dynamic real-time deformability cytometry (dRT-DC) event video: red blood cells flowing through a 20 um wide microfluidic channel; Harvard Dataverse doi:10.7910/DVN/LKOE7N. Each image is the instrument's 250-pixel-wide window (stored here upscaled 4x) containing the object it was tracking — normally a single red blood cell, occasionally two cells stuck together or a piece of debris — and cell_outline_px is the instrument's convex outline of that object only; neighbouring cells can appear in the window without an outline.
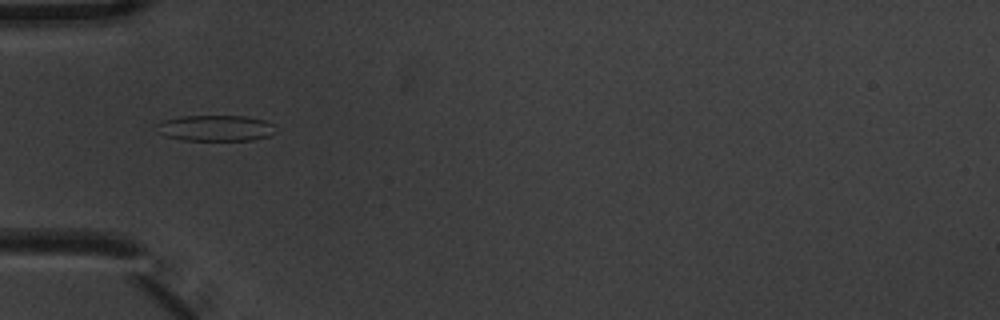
{"species": "common noctule bat (a hibernating species)", "species_latin": "Nyctalus noctula", "temperature_condition": "warm", "stored_images_in_passage": 5, "camera_frame_rate_fps": 3000, "um_per_image_px": 0.085, "animal": {"sex": "male", "body_mass_g": 20.1, "forearm_length_mm": 53.5}, "frame": {"image": 1, "passage_image": 5, "time_ms": 1.333, "image_size_px": [1000, 320], "cell_outline_px": [[276, 132], [268, 136], [252, 140], [184, 140], [164, 136], [156, 132], [152, 128], [152, 124], [160, 120], [180, 116], [244, 116], [264, 120], [276, 124]], "centroid_in_image_um": [18.23, 10.88], "position_along_channel_um": 66.8, "area_um2": 18.55}}